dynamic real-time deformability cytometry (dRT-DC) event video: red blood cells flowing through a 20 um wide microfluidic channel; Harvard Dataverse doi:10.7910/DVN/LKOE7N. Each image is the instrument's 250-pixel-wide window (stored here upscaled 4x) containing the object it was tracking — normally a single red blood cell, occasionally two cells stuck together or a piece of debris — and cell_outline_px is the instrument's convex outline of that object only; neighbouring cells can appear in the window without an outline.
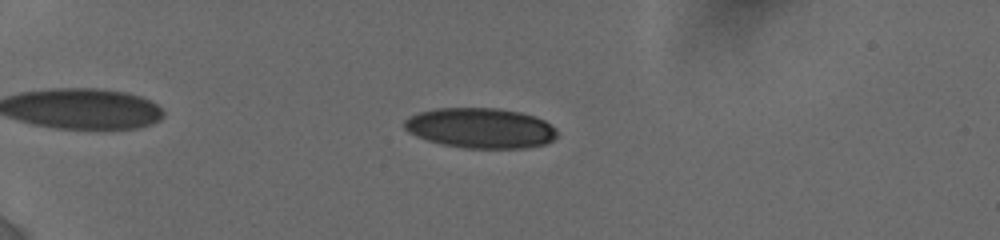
{"species": "human", "species_latin": "Homo sapiens", "temperature_condition": "cold", "stored_images_in_passage": 23, "camera_frame_rate_fps": 3000, "um_per_image_px": 0.085, "donor": {"sex": "female"}, "frame": {"image": 1, "passage_image": 16, "time_ms": 3.667, "image_size_px": [1000, 240], "cell_outline_px": [[556, 136], [552, 140], [544, 144], [524, 148], [464, 148], [440, 144], [416, 136], [408, 132], [404, 128], [404, 120], [408, 116], [420, 112], [436, 108], [496, 108], [520, 112], [536, 116], [544, 120], [556, 132]], "centroid_in_image_um": [40.79, 10.88], "position_along_channel_um": 44.2, "area_um2": 35.72}}